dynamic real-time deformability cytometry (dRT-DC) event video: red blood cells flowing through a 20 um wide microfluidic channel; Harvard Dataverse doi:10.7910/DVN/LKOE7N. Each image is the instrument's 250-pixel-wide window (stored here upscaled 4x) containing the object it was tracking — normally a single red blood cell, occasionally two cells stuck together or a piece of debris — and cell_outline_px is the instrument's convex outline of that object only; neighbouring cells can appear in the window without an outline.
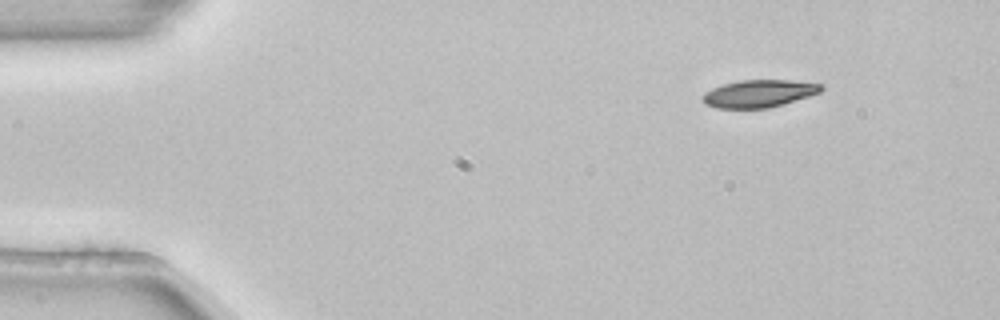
{"species": "common noctule bat (a hibernating species)", "species_latin": "Nyctalus noctula", "temperature_condition": "room temperature", "stored_images_in_passage": 3, "camera_frame_rate_fps": 3000, "um_per_image_px": 0.085, "animal": {"sex": "female", "body_mass_g": 22.7, "forearm_length_mm": 54.2}, "frame": {"image": 1, "passage_image": 1, "time_ms": 0.0, "image_size_px": [1000, 320], "cell_outline_px": [[824, 88], [820, 92], [784, 104], [768, 108], [716, 108], [704, 104], [700, 96], [704, 92], [712, 88], [724, 84], [740, 80], [788, 80], [820, 84]], "centroid_in_image_um": [64.45, 7.96], "position_along_channel_um": 20.5, "area_um2": 18.96}}
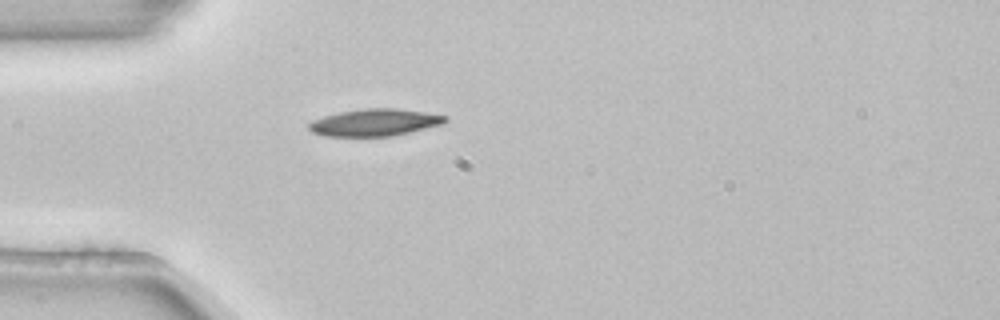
{"frame": {"image": 2, "passage_image": 3, "time_ms": 0.667, "image_size_px": [1000, 320], "cell_outline_px": [[448, 120], [444, 124], [392, 136], [324, 136], [312, 132], [308, 128], [308, 124], [312, 120], [324, 116], [340, 112], [364, 108], [396, 108], [424, 112], [448, 116]], "centroid_in_image_um": [31.86, 10.41], "position_along_channel_um": 53.1, "area_um2": 21.56}}